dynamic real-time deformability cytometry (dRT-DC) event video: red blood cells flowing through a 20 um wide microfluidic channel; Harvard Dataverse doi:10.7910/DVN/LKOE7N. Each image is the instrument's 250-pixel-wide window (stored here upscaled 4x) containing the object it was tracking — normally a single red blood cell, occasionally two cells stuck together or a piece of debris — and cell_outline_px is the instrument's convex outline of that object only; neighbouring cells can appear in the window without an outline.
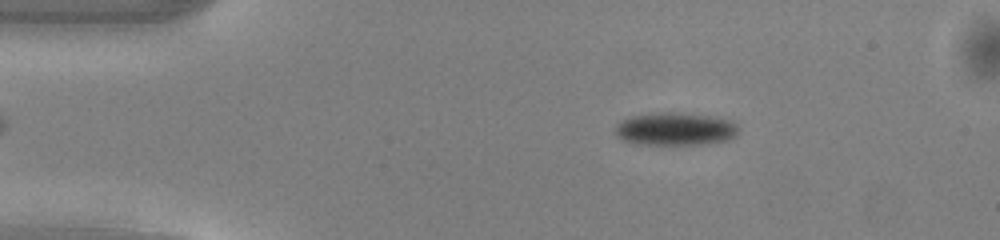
{"species": "common noctule bat (a hibernating species)", "species_latin": "Nyctalus noctula", "temperature_condition": "warm", "stored_images_in_passage": 47, "camera_frame_rate_fps": 3000, "um_per_image_px": 0.085, "animal": {"sex": "male", "body_mass_g": 13.0, "forearm_length_mm": 53.1}, "frame": {"image": 1, "passage_image": 4, "time_ms": 1.0, "image_size_px": [1000, 240], "cell_outline_px": [[736, 132], [732, 136], [724, 140], [704, 144], [636, 144], [624, 140], [616, 136], [616, 124], [632, 116], [660, 112], [680, 112], [708, 116], [728, 120], [736, 124]], "centroid_in_image_um": [57.33, 10.96], "position_along_channel_um": 27.7, "area_um2": 23.12}}
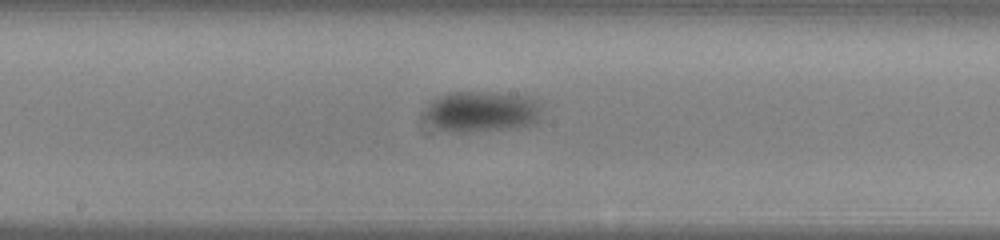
{"frame": {"image": 2, "passage_image": 22, "time_ms": 7.0, "image_size_px": [1000, 240], "cell_outline_px": [[540, 120], [536, 124], [516, 128], [464, 132], [452, 132], [440, 128], [424, 112], [428, 104], [432, 100], [448, 92], [488, 92], [528, 96], [540, 100]], "centroid_in_image_um": [41.05, 9.47], "position_along_channel_um": 207.2, "area_um2": 27.74}}
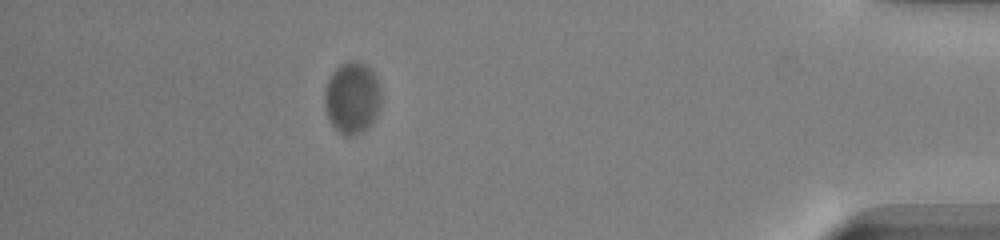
{"frame": {"image": 3, "passage_image": 41, "time_ms": 13.333, "image_size_px": [1000, 240], "cell_outline_px": [[380, 108], [372, 124], [368, 128], [356, 136], [344, 136], [332, 124], [328, 116], [324, 100], [324, 92], [328, 80], [332, 72], [340, 64], [348, 60], [360, 60], [368, 64], [376, 76], [380, 84]], "centroid_in_image_um": [29.96, 8.28], "position_along_channel_um": 405.2, "area_um2": 24.1}, "authors_computed_cell_mechanics": {"area_um2": 24.6806, "velocity_mm_per_s": 3.9802, "shape_relaxation_time_tau1_ms": 3.6011, "shape_relaxation_time_tau2_ms": null, "deformation_change_tau1": 0.0647, "deformation_change_tau2": null}}